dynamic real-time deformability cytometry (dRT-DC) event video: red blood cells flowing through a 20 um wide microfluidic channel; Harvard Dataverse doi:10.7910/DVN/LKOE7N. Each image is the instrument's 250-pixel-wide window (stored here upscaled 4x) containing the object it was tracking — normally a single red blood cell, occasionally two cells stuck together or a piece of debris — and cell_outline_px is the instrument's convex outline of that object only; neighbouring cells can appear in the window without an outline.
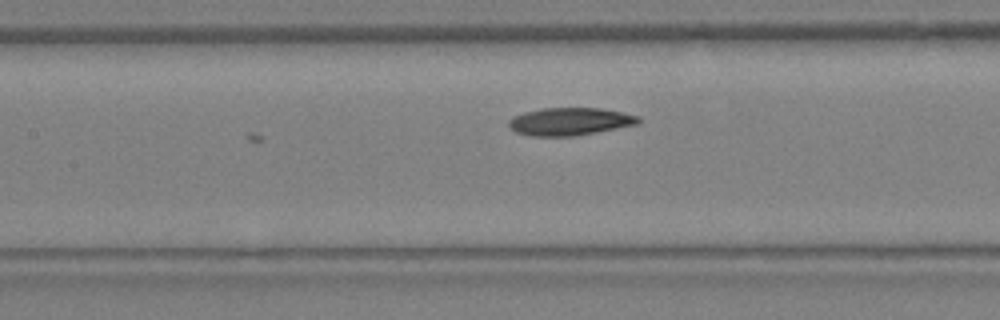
{"species": "Egyptian fruit bat (a non-hibernating species)", "species_latin": "Rousettus aegyptiacus", "temperature_condition": "warm", "stored_images_in_passage": 6, "camera_frame_rate_fps": 3000, "um_per_image_px": 0.085, "animal": {"sex": "female"}, "frame": {"image": 1, "passage_image": 6, "time_ms": 1.667, "image_size_px": [1000, 320], "cell_outline_px": [[640, 124], [576, 136], [532, 136], [516, 132], [508, 124], [508, 120], [512, 116], [524, 112], [540, 108], [600, 108], [640, 116]], "centroid_in_image_um": [48.45, 10.33], "position_along_channel_um": 159.0, "area_um2": 21.04}}